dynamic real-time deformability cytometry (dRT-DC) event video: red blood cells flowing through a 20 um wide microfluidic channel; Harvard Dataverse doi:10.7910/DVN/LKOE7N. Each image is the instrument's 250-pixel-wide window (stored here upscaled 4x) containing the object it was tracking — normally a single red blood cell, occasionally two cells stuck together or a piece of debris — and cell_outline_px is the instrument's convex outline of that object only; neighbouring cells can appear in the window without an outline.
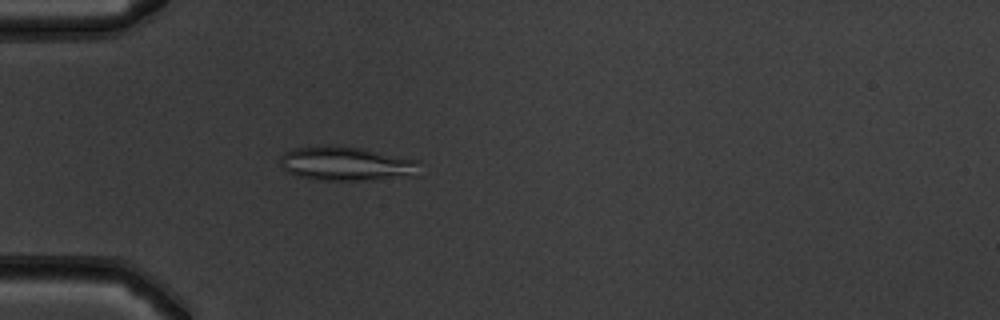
{"species": "common noctule bat (a hibernating species)", "species_latin": "Nyctalus noctula", "temperature_condition": "warm", "stored_images_in_passage": 45, "camera_frame_rate_fps": 3000, "um_per_image_px": 0.085, "animal": {"sex": "male", "body_mass_g": 19.5, "forearm_length_mm": 54.6}, "frame": {"image": 1, "passage_image": 9, "time_ms": 2.667, "image_size_px": [1000, 320], "cell_outline_px": [[420, 176], [360, 180], [320, 180], [296, 176], [284, 172], [280, 164], [280, 156], [284, 152], [292, 148], [324, 144], [328, 144], [364, 148], [420, 160]], "centroid_in_image_um": [29.45, 13.9], "position_along_channel_um": 55.6, "area_um2": 28.67}}
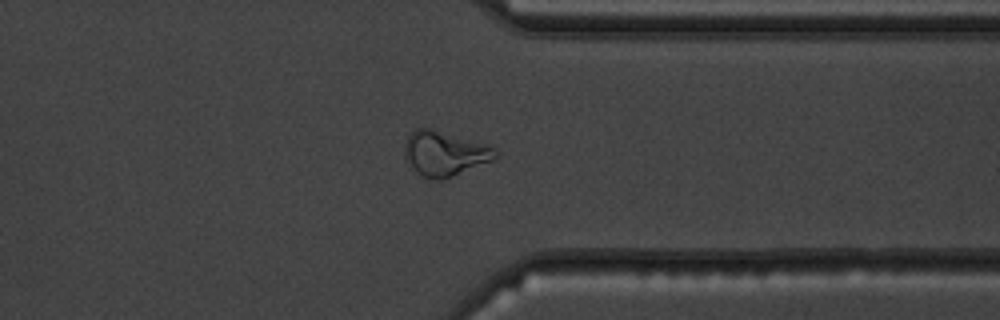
{"frame": {"image": 2, "passage_image": 34, "time_ms": 11.0, "image_size_px": [1000, 320], "cell_outline_px": [[500, 156], [496, 160], [452, 176], [440, 180], [432, 180], [424, 176], [412, 168], [404, 156], [404, 144], [408, 136], [416, 128], [428, 128], [488, 144]], "centroid_in_image_um": [37.81, 13.05], "position_along_channel_um": 373.6, "area_um2": 23.64}}
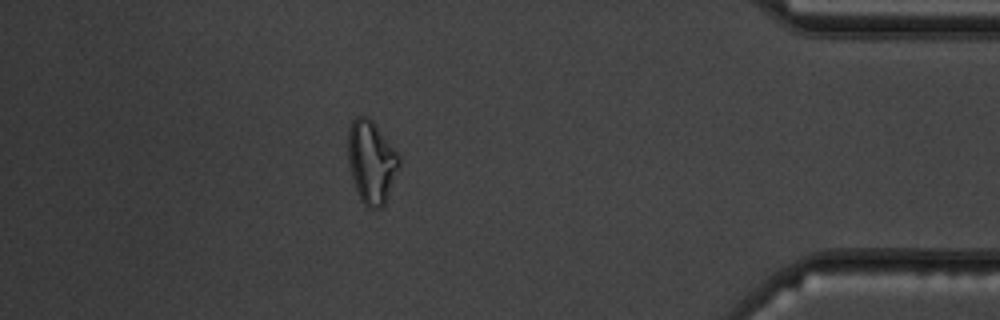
{"frame": {"image": 3, "passage_image": 39, "time_ms": 12.667, "image_size_px": [1000, 320], "cell_outline_px": [[400, 164], [384, 204], [380, 208], [368, 208], [360, 200], [348, 164], [348, 128], [352, 120], [356, 116], [368, 116], [372, 120], [400, 156]], "centroid_in_image_um": [31.55, 13.74], "position_along_channel_um": 403.7, "area_um2": 24.45}, "authors_computed_cell_mechanics": {"area_um2": 23.6402, "velocity_mm_per_s": 3.9427, "shape_relaxation_time_tau1_ms": null, "shape_relaxation_time_tau2_ms": 2.0417, "deformation_change_tau1": null, "deformation_change_tau2": 0.0542}}